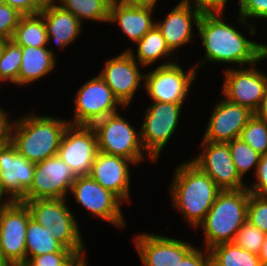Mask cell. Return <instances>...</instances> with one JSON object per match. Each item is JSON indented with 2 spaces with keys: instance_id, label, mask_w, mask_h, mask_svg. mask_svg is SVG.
Returning a JSON list of instances; mask_svg holds the SVG:
<instances>
[{
  "instance_id": "816d5d0a",
  "label": "cell",
  "mask_w": 267,
  "mask_h": 266,
  "mask_svg": "<svg viewBox=\"0 0 267 266\" xmlns=\"http://www.w3.org/2000/svg\"><path fill=\"white\" fill-rule=\"evenodd\" d=\"M3 4H4L3 0H0V6L3 5Z\"/></svg>"
},
{
  "instance_id": "cb8c5ba5",
  "label": "cell",
  "mask_w": 267,
  "mask_h": 266,
  "mask_svg": "<svg viewBox=\"0 0 267 266\" xmlns=\"http://www.w3.org/2000/svg\"><path fill=\"white\" fill-rule=\"evenodd\" d=\"M52 47H22V60L18 74V88L32 85L51 75L57 65V56Z\"/></svg>"
},
{
  "instance_id": "484cf974",
  "label": "cell",
  "mask_w": 267,
  "mask_h": 266,
  "mask_svg": "<svg viewBox=\"0 0 267 266\" xmlns=\"http://www.w3.org/2000/svg\"><path fill=\"white\" fill-rule=\"evenodd\" d=\"M71 12L82 24L86 21L108 23L112 0H53Z\"/></svg>"
},
{
  "instance_id": "b9f144b4",
  "label": "cell",
  "mask_w": 267,
  "mask_h": 266,
  "mask_svg": "<svg viewBox=\"0 0 267 266\" xmlns=\"http://www.w3.org/2000/svg\"><path fill=\"white\" fill-rule=\"evenodd\" d=\"M201 13H226L225 9L229 0H188ZM238 2V0H237Z\"/></svg>"
},
{
  "instance_id": "4dcf8cb0",
  "label": "cell",
  "mask_w": 267,
  "mask_h": 266,
  "mask_svg": "<svg viewBox=\"0 0 267 266\" xmlns=\"http://www.w3.org/2000/svg\"><path fill=\"white\" fill-rule=\"evenodd\" d=\"M228 144L233 163L239 175L244 179L250 171L255 174L261 155L241 138H235Z\"/></svg>"
},
{
  "instance_id": "f1b7e54d",
  "label": "cell",
  "mask_w": 267,
  "mask_h": 266,
  "mask_svg": "<svg viewBox=\"0 0 267 266\" xmlns=\"http://www.w3.org/2000/svg\"><path fill=\"white\" fill-rule=\"evenodd\" d=\"M211 266H262L259 256L237 246L223 243L209 250Z\"/></svg>"
},
{
  "instance_id": "2e32d148",
  "label": "cell",
  "mask_w": 267,
  "mask_h": 266,
  "mask_svg": "<svg viewBox=\"0 0 267 266\" xmlns=\"http://www.w3.org/2000/svg\"><path fill=\"white\" fill-rule=\"evenodd\" d=\"M133 245L143 266H178L195 247L193 242L153 232H140Z\"/></svg>"
},
{
  "instance_id": "ffe728a7",
  "label": "cell",
  "mask_w": 267,
  "mask_h": 266,
  "mask_svg": "<svg viewBox=\"0 0 267 266\" xmlns=\"http://www.w3.org/2000/svg\"><path fill=\"white\" fill-rule=\"evenodd\" d=\"M202 13L188 0H180L161 21L155 19V25L161 31L167 47L175 54L178 49L191 43ZM176 51V52H175Z\"/></svg>"
},
{
  "instance_id": "ab89813d",
  "label": "cell",
  "mask_w": 267,
  "mask_h": 266,
  "mask_svg": "<svg viewBox=\"0 0 267 266\" xmlns=\"http://www.w3.org/2000/svg\"><path fill=\"white\" fill-rule=\"evenodd\" d=\"M201 248V249H200ZM194 247L183 259L178 266H211L209 250L200 246Z\"/></svg>"
},
{
  "instance_id": "ba28073f",
  "label": "cell",
  "mask_w": 267,
  "mask_h": 266,
  "mask_svg": "<svg viewBox=\"0 0 267 266\" xmlns=\"http://www.w3.org/2000/svg\"><path fill=\"white\" fill-rule=\"evenodd\" d=\"M75 203L89 216L104 221L117 229H125L128 223L122 207L124 203L112 192L103 188L90 175L77 176L72 183L68 197L72 196Z\"/></svg>"
},
{
  "instance_id": "7c38bea8",
  "label": "cell",
  "mask_w": 267,
  "mask_h": 266,
  "mask_svg": "<svg viewBox=\"0 0 267 266\" xmlns=\"http://www.w3.org/2000/svg\"><path fill=\"white\" fill-rule=\"evenodd\" d=\"M103 63L98 74L110 87L118 101L124 107H130V104L134 103L132 101L136 97V92L140 89L144 90L145 73L141 69L145 67L125 50Z\"/></svg>"
},
{
  "instance_id": "4316f807",
  "label": "cell",
  "mask_w": 267,
  "mask_h": 266,
  "mask_svg": "<svg viewBox=\"0 0 267 266\" xmlns=\"http://www.w3.org/2000/svg\"><path fill=\"white\" fill-rule=\"evenodd\" d=\"M12 40L21 47H47V28L40 14L22 15Z\"/></svg>"
},
{
  "instance_id": "e575fe53",
  "label": "cell",
  "mask_w": 267,
  "mask_h": 266,
  "mask_svg": "<svg viewBox=\"0 0 267 266\" xmlns=\"http://www.w3.org/2000/svg\"><path fill=\"white\" fill-rule=\"evenodd\" d=\"M238 7L237 14L250 24L256 25L253 19L267 21V0H238Z\"/></svg>"
},
{
  "instance_id": "f546056e",
  "label": "cell",
  "mask_w": 267,
  "mask_h": 266,
  "mask_svg": "<svg viewBox=\"0 0 267 266\" xmlns=\"http://www.w3.org/2000/svg\"><path fill=\"white\" fill-rule=\"evenodd\" d=\"M22 60V47L12 39L4 40L0 58V84H12L18 87V74Z\"/></svg>"
},
{
  "instance_id": "681fc988",
  "label": "cell",
  "mask_w": 267,
  "mask_h": 266,
  "mask_svg": "<svg viewBox=\"0 0 267 266\" xmlns=\"http://www.w3.org/2000/svg\"><path fill=\"white\" fill-rule=\"evenodd\" d=\"M3 48H4V39H0V58L3 52Z\"/></svg>"
},
{
  "instance_id": "9c48e42d",
  "label": "cell",
  "mask_w": 267,
  "mask_h": 266,
  "mask_svg": "<svg viewBox=\"0 0 267 266\" xmlns=\"http://www.w3.org/2000/svg\"><path fill=\"white\" fill-rule=\"evenodd\" d=\"M76 92L73 117L68 118L71 125L91 126L106 116L127 110L99 74L81 84Z\"/></svg>"
},
{
  "instance_id": "8992f818",
  "label": "cell",
  "mask_w": 267,
  "mask_h": 266,
  "mask_svg": "<svg viewBox=\"0 0 267 266\" xmlns=\"http://www.w3.org/2000/svg\"><path fill=\"white\" fill-rule=\"evenodd\" d=\"M24 202L31 218L43 227L51 228L52 237L75 254L86 252V243L76 215L65 199H36Z\"/></svg>"
},
{
  "instance_id": "d4e9b609",
  "label": "cell",
  "mask_w": 267,
  "mask_h": 266,
  "mask_svg": "<svg viewBox=\"0 0 267 266\" xmlns=\"http://www.w3.org/2000/svg\"><path fill=\"white\" fill-rule=\"evenodd\" d=\"M127 48L125 51L131 53L132 57L143 67L149 68L157 64V61L159 62L158 66H165L180 60L178 58L180 56L175 55L177 59L173 56L174 54L167 47L161 31L156 25L135 44V51L133 47Z\"/></svg>"
},
{
  "instance_id": "603a6c76",
  "label": "cell",
  "mask_w": 267,
  "mask_h": 266,
  "mask_svg": "<svg viewBox=\"0 0 267 266\" xmlns=\"http://www.w3.org/2000/svg\"><path fill=\"white\" fill-rule=\"evenodd\" d=\"M153 13H156L155 10L132 7L119 0H112L108 24H117L120 31L135 45L155 25Z\"/></svg>"
},
{
  "instance_id": "c3c4849f",
  "label": "cell",
  "mask_w": 267,
  "mask_h": 266,
  "mask_svg": "<svg viewBox=\"0 0 267 266\" xmlns=\"http://www.w3.org/2000/svg\"><path fill=\"white\" fill-rule=\"evenodd\" d=\"M0 266H11L9 262L4 258L1 249H0Z\"/></svg>"
},
{
  "instance_id": "3957f363",
  "label": "cell",
  "mask_w": 267,
  "mask_h": 266,
  "mask_svg": "<svg viewBox=\"0 0 267 266\" xmlns=\"http://www.w3.org/2000/svg\"><path fill=\"white\" fill-rule=\"evenodd\" d=\"M70 125L68 119L40 115L35 111L14 120L11 143L32 163L57 155L63 135Z\"/></svg>"
},
{
  "instance_id": "1f68e13d",
  "label": "cell",
  "mask_w": 267,
  "mask_h": 266,
  "mask_svg": "<svg viewBox=\"0 0 267 266\" xmlns=\"http://www.w3.org/2000/svg\"><path fill=\"white\" fill-rule=\"evenodd\" d=\"M260 155L267 154V122L253 116L242 129L240 137Z\"/></svg>"
},
{
  "instance_id": "8fae6325",
  "label": "cell",
  "mask_w": 267,
  "mask_h": 266,
  "mask_svg": "<svg viewBox=\"0 0 267 266\" xmlns=\"http://www.w3.org/2000/svg\"><path fill=\"white\" fill-rule=\"evenodd\" d=\"M265 60L263 56L250 66L224 68L221 95L255 113L267 88V73L257 67L258 63Z\"/></svg>"
},
{
  "instance_id": "5b68a950",
  "label": "cell",
  "mask_w": 267,
  "mask_h": 266,
  "mask_svg": "<svg viewBox=\"0 0 267 266\" xmlns=\"http://www.w3.org/2000/svg\"><path fill=\"white\" fill-rule=\"evenodd\" d=\"M122 115L119 111L91 125L96 133L99 152L125 157L138 166L146 160L156 163L143 148L140 127L137 129Z\"/></svg>"
},
{
  "instance_id": "f35d334b",
  "label": "cell",
  "mask_w": 267,
  "mask_h": 266,
  "mask_svg": "<svg viewBox=\"0 0 267 266\" xmlns=\"http://www.w3.org/2000/svg\"><path fill=\"white\" fill-rule=\"evenodd\" d=\"M48 0H3L22 15L39 14Z\"/></svg>"
},
{
  "instance_id": "9a60e30c",
  "label": "cell",
  "mask_w": 267,
  "mask_h": 266,
  "mask_svg": "<svg viewBox=\"0 0 267 266\" xmlns=\"http://www.w3.org/2000/svg\"><path fill=\"white\" fill-rule=\"evenodd\" d=\"M76 175L58 156L35 163L33 183L22 201L36 199H68Z\"/></svg>"
},
{
  "instance_id": "f907efd6",
  "label": "cell",
  "mask_w": 267,
  "mask_h": 266,
  "mask_svg": "<svg viewBox=\"0 0 267 266\" xmlns=\"http://www.w3.org/2000/svg\"><path fill=\"white\" fill-rule=\"evenodd\" d=\"M263 55H264V57H265L266 60H267V44H265V43H264V45H263Z\"/></svg>"
},
{
  "instance_id": "bcb514c9",
  "label": "cell",
  "mask_w": 267,
  "mask_h": 266,
  "mask_svg": "<svg viewBox=\"0 0 267 266\" xmlns=\"http://www.w3.org/2000/svg\"><path fill=\"white\" fill-rule=\"evenodd\" d=\"M258 256H259L262 266H267V233L265 236V240L262 244L261 251L258 254Z\"/></svg>"
},
{
  "instance_id": "277c9868",
  "label": "cell",
  "mask_w": 267,
  "mask_h": 266,
  "mask_svg": "<svg viewBox=\"0 0 267 266\" xmlns=\"http://www.w3.org/2000/svg\"><path fill=\"white\" fill-rule=\"evenodd\" d=\"M249 195L247 188L218 194L204 220L195 229H201L205 249L234 242L237 232L247 221Z\"/></svg>"
},
{
  "instance_id": "4fadbf2b",
  "label": "cell",
  "mask_w": 267,
  "mask_h": 266,
  "mask_svg": "<svg viewBox=\"0 0 267 266\" xmlns=\"http://www.w3.org/2000/svg\"><path fill=\"white\" fill-rule=\"evenodd\" d=\"M202 141V142H201ZM200 152L190 160L207 174L222 190L247 188L233 163L228 143H215L201 139Z\"/></svg>"
},
{
  "instance_id": "7bdbcfd3",
  "label": "cell",
  "mask_w": 267,
  "mask_h": 266,
  "mask_svg": "<svg viewBox=\"0 0 267 266\" xmlns=\"http://www.w3.org/2000/svg\"><path fill=\"white\" fill-rule=\"evenodd\" d=\"M119 1L125 3L126 5H130L132 7L148 8L152 10H157L156 5H159L158 0H119Z\"/></svg>"
},
{
  "instance_id": "8d00e7d4",
  "label": "cell",
  "mask_w": 267,
  "mask_h": 266,
  "mask_svg": "<svg viewBox=\"0 0 267 266\" xmlns=\"http://www.w3.org/2000/svg\"><path fill=\"white\" fill-rule=\"evenodd\" d=\"M21 16L15 8L5 3L0 6V39H12Z\"/></svg>"
},
{
  "instance_id": "74e56055",
  "label": "cell",
  "mask_w": 267,
  "mask_h": 266,
  "mask_svg": "<svg viewBox=\"0 0 267 266\" xmlns=\"http://www.w3.org/2000/svg\"><path fill=\"white\" fill-rule=\"evenodd\" d=\"M254 179L255 182L247 184L248 191L254 195L267 197V154L261 155Z\"/></svg>"
},
{
  "instance_id": "7dc6e473",
  "label": "cell",
  "mask_w": 267,
  "mask_h": 266,
  "mask_svg": "<svg viewBox=\"0 0 267 266\" xmlns=\"http://www.w3.org/2000/svg\"><path fill=\"white\" fill-rule=\"evenodd\" d=\"M10 201L2 194L0 190V212Z\"/></svg>"
},
{
  "instance_id": "52a82bcc",
  "label": "cell",
  "mask_w": 267,
  "mask_h": 266,
  "mask_svg": "<svg viewBox=\"0 0 267 266\" xmlns=\"http://www.w3.org/2000/svg\"><path fill=\"white\" fill-rule=\"evenodd\" d=\"M152 102L146 106L140 126L145 152L156 162L179 127L184 103Z\"/></svg>"
},
{
  "instance_id": "44dd1931",
  "label": "cell",
  "mask_w": 267,
  "mask_h": 266,
  "mask_svg": "<svg viewBox=\"0 0 267 266\" xmlns=\"http://www.w3.org/2000/svg\"><path fill=\"white\" fill-rule=\"evenodd\" d=\"M132 166L136 164L125 157L98 152L89 175L123 203L131 204Z\"/></svg>"
},
{
  "instance_id": "f6af8a7d",
  "label": "cell",
  "mask_w": 267,
  "mask_h": 266,
  "mask_svg": "<svg viewBox=\"0 0 267 266\" xmlns=\"http://www.w3.org/2000/svg\"><path fill=\"white\" fill-rule=\"evenodd\" d=\"M87 253L83 252L80 254H76L66 265L64 266H87L88 265V259H87Z\"/></svg>"
},
{
  "instance_id": "60d3db41",
  "label": "cell",
  "mask_w": 267,
  "mask_h": 266,
  "mask_svg": "<svg viewBox=\"0 0 267 266\" xmlns=\"http://www.w3.org/2000/svg\"><path fill=\"white\" fill-rule=\"evenodd\" d=\"M0 105V147L11 143L14 119L10 118L8 110Z\"/></svg>"
},
{
  "instance_id": "7a4b0ae2",
  "label": "cell",
  "mask_w": 267,
  "mask_h": 266,
  "mask_svg": "<svg viewBox=\"0 0 267 266\" xmlns=\"http://www.w3.org/2000/svg\"><path fill=\"white\" fill-rule=\"evenodd\" d=\"M172 176L167 189L172 208L195 230L222 190L190 159L177 165Z\"/></svg>"
},
{
  "instance_id": "d6a6232c",
  "label": "cell",
  "mask_w": 267,
  "mask_h": 266,
  "mask_svg": "<svg viewBox=\"0 0 267 266\" xmlns=\"http://www.w3.org/2000/svg\"><path fill=\"white\" fill-rule=\"evenodd\" d=\"M266 233L258 227L251 225L246 221L237 232L234 243L248 252L259 254L262 244L265 240Z\"/></svg>"
},
{
  "instance_id": "83f0119b",
  "label": "cell",
  "mask_w": 267,
  "mask_h": 266,
  "mask_svg": "<svg viewBox=\"0 0 267 266\" xmlns=\"http://www.w3.org/2000/svg\"><path fill=\"white\" fill-rule=\"evenodd\" d=\"M52 235L51 228L43 227L30 217L26 232V262L31 257L59 252L64 248Z\"/></svg>"
},
{
  "instance_id": "6da1fadb",
  "label": "cell",
  "mask_w": 267,
  "mask_h": 266,
  "mask_svg": "<svg viewBox=\"0 0 267 266\" xmlns=\"http://www.w3.org/2000/svg\"><path fill=\"white\" fill-rule=\"evenodd\" d=\"M225 13H202L198 27L197 35L199 36L204 56L195 63V68L204 67V64L220 63L230 65L227 68H236L250 66L258 62L263 55V42L250 40L256 36L257 26L245 21L237 15V23L246 27L248 38L243 31L241 32L237 25L231 24L225 20ZM235 65V66H234ZM203 66V67H202Z\"/></svg>"
},
{
  "instance_id": "d6986e66",
  "label": "cell",
  "mask_w": 267,
  "mask_h": 266,
  "mask_svg": "<svg viewBox=\"0 0 267 266\" xmlns=\"http://www.w3.org/2000/svg\"><path fill=\"white\" fill-rule=\"evenodd\" d=\"M211 110L203 140L215 143H228L239 138L242 129L254 116L249 108L232 103L223 96Z\"/></svg>"
},
{
  "instance_id": "7402d4cb",
  "label": "cell",
  "mask_w": 267,
  "mask_h": 266,
  "mask_svg": "<svg viewBox=\"0 0 267 266\" xmlns=\"http://www.w3.org/2000/svg\"><path fill=\"white\" fill-rule=\"evenodd\" d=\"M47 28V47L53 41L56 48L64 50L81 36L82 23L69 11L64 10L53 0H48L39 13ZM79 36V37H78Z\"/></svg>"
},
{
  "instance_id": "e0dca14e",
  "label": "cell",
  "mask_w": 267,
  "mask_h": 266,
  "mask_svg": "<svg viewBox=\"0 0 267 266\" xmlns=\"http://www.w3.org/2000/svg\"><path fill=\"white\" fill-rule=\"evenodd\" d=\"M98 150L94 129L86 125H69L57 155L76 176L89 175Z\"/></svg>"
},
{
  "instance_id": "30bf717a",
  "label": "cell",
  "mask_w": 267,
  "mask_h": 266,
  "mask_svg": "<svg viewBox=\"0 0 267 266\" xmlns=\"http://www.w3.org/2000/svg\"><path fill=\"white\" fill-rule=\"evenodd\" d=\"M183 69L177 61L145 72L143 91H146L149 101L185 103L199 73L194 64L187 68V72Z\"/></svg>"
},
{
  "instance_id": "d590c367",
  "label": "cell",
  "mask_w": 267,
  "mask_h": 266,
  "mask_svg": "<svg viewBox=\"0 0 267 266\" xmlns=\"http://www.w3.org/2000/svg\"><path fill=\"white\" fill-rule=\"evenodd\" d=\"M75 255L72 250L64 247L59 252L31 257L23 266H64Z\"/></svg>"
},
{
  "instance_id": "836d02e7",
  "label": "cell",
  "mask_w": 267,
  "mask_h": 266,
  "mask_svg": "<svg viewBox=\"0 0 267 266\" xmlns=\"http://www.w3.org/2000/svg\"><path fill=\"white\" fill-rule=\"evenodd\" d=\"M247 221L267 233V197L250 193Z\"/></svg>"
},
{
  "instance_id": "ac0fdd59",
  "label": "cell",
  "mask_w": 267,
  "mask_h": 266,
  "mask_svg": "<svg viewBox=\"0 0 267 266\" xmlns=\"http://www.w3.org/2000/svg\"><path fill=\"white\" fill-rule=\"evenodd\" d=\"M35 163L10 143L0 147V190L10 201H22L33 183Z\"/></svg>"
},
{
  "instance_id": "5bb4252c",
  "label": "cell",
  "mask_w": 267,
  "mask_h": 266,
  "mask_svg": "<svg viewBox=\"0 0 267 266\" xmlns=\"http://www.w3.org/2000/svg\"><path fill=\"white\" fill-rule=\"evenodd\" d=\"M31 217L27 205L9 202L0 212V249L11 266L26 263V232Z\"/></svg>"
},
{
  "instance_id": "ee69618b",
  "label": "cell",
  "mask_w": 267,
  "mask_h": 266,
  "mask_svg": "<svg viewBox=\"0 0 267 266\" xmlns=\"http://www.w3.org/2000/svg\"><path fill=\"white\" fill-rule=\"evenodd\" d=\"M254 115L267 122V88Z\"/></svg>"
}]
</instances>
